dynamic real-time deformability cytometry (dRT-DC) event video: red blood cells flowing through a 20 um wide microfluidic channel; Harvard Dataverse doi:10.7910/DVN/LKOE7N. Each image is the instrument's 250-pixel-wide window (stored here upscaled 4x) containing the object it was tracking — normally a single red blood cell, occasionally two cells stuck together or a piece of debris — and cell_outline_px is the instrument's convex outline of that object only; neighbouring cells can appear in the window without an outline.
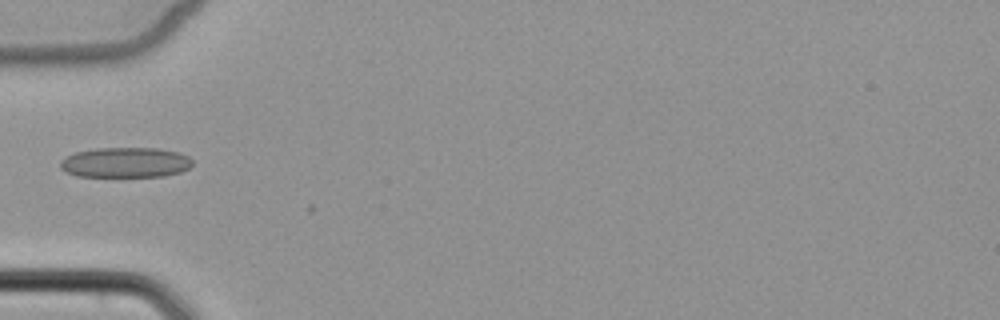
{"species": "common noctule bat (a hibernating species)", "species_latin": "Nyctalus noctula", "temperature_condition": "cold", "stored_images_in_passage": 8, "camera_frame_rate_fps": 3000, "um_per_image_px": 0.085, "animal": {"sex": "female", "body_mass_g": 22.7, "forearm_length_mm": 54.2}, "frame": {"image": 1, "passage_image": 6, "time_ms": 7.0, "image_size_px": [1000, 320], "cell_outline_px": [[192, 164], [188, 168], [180, 172], [164, 176], [76, 176], [64, 172], [60, 168], [60, 160], [64, 156], [76, 152], [96, 148], [156, 148], [176, 152], [188, 156], [192, 160]], "centroid_in_image_um": [10.6, 13.81], "position_along_channel_um": 74.4, "area_um2": 23.29}}
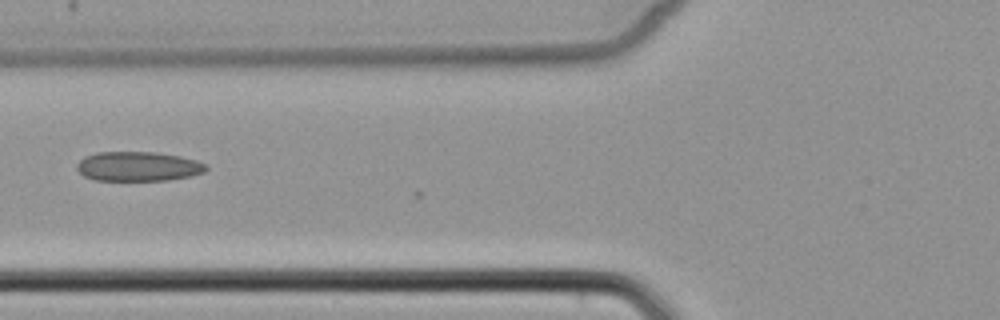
{"frame": {"image": 2, "passage_image": 7, "time_ms": 8.0, "image_size_px": [1000, 320], "cell_outline_px": [[208, 168], [204, 172], [192, 176], [168, 180], [96, 180], [84, 176], [76, 168], [76, 164], [84, 156], [96, 152], [156, 152], [180, 156], [196, 160], [208, 164]], "centroid_in_image_um": [11.76, 14.14], "position_along_channel_um": 114.0, "area_um2": 22.37}}